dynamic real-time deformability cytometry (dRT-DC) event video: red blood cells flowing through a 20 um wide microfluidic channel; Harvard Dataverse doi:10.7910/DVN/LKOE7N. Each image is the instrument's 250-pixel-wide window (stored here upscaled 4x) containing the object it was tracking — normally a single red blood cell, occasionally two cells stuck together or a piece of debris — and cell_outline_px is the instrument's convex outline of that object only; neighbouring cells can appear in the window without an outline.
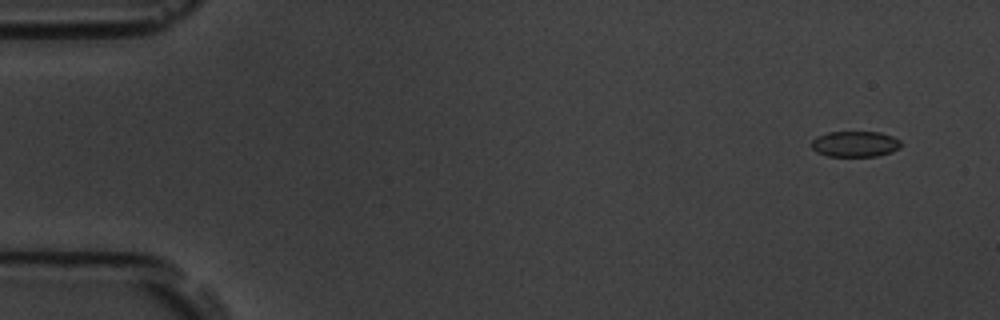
{"species": "common noctule bat (a hibernating species)", "species_latin": "Nyctalus noctula", "temperature_condition": "room temperature", "stored_images_in_passage": 5, "camera_frame_rate_fps": 3000, "um_per_image_px": 0.085, "animal": {"sex": "male", "body_mass_g": 19.5, "forearm_length_mm": 54.6}, "frame": {"image": 1, "passage_image": 1, "time_ms": 0.0, "image_size_px": [1000, 320], "cell_outline_px": [[900, 148], [892, 152], [876, 156], [828, 156], [816, 152], [812, 148], [812, 140], [816, 136], [828, 132], [880, 132], [892, 136], [900, 140]], "centroid_in_image_um": [72.67, 12.24], "position_along_channel_um": 12.3, "area_um2": 13.47}}